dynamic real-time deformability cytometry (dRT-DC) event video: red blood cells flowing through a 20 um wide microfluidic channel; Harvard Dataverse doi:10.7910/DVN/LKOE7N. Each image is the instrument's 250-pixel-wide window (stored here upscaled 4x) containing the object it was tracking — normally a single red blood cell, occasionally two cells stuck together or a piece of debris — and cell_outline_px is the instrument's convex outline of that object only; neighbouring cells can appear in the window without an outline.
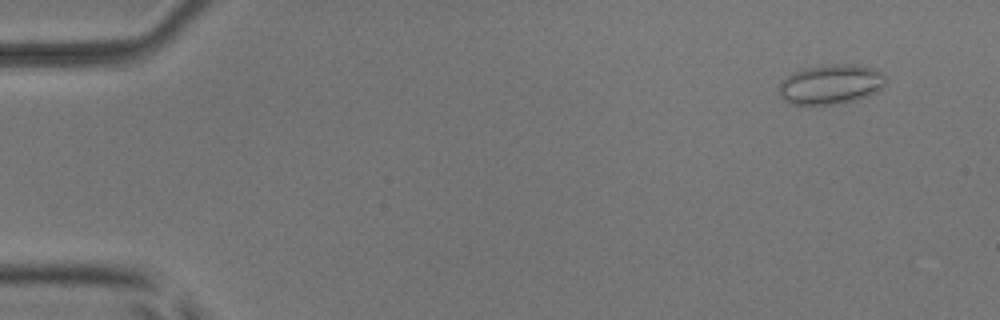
{"species": "common noctule bat (a hibernating species)", "species_latin": "Nyctalus noctula", "temperature_condition": "room temperature", "stored_images_in_passage": 7, "camera_frame_rate_fps": 3000, "um_per_image_px": 0.085, "animal": {"sex": "male", "body_mass_g": 17.9, "forearm_length_mm": 54.2}, "frame": {"image": 1, "passage_image": 1, "time_ms": 0.0, "image_size_px": [1000, 320], "cell_outline_px": [[888, 84], [876, 92], [856, 100], [832, 104], [792, 104], [784, 100], [780, 96], [780, 84], [788, 76], [804, 68], [828, 64], [856, 64], [876, 68], [884, 72]], "centroid_in_image_um": [70.71, 7.15], "position_along_channel_um": 14.3, "area_um2": 24.8}}
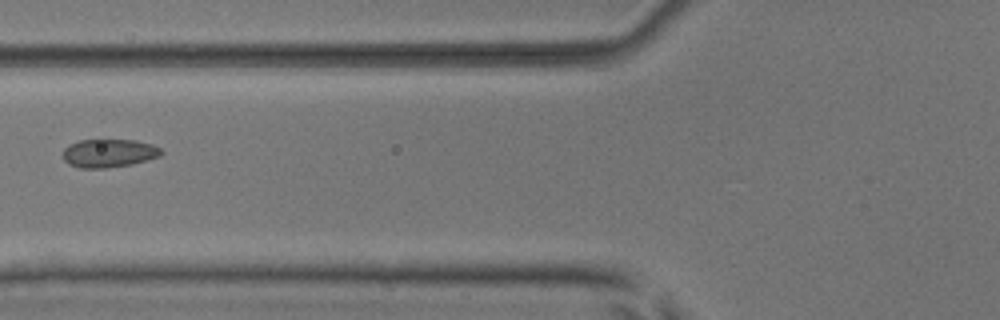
{"frame": {"image": 2, "passage_image": 5, "time_ms": 5.667, "image_size_px": [1000, 320], "cell_outline_px": [[164, 152], [160, 156], [132, 164], [104, 168], [80, 168], [68, 164], [64, 160], [64, 148], [68, 144], [80, 140], [136, 140], [152, 144], [160, 148]], "centroid_in_image_um": [9.25, 13.02], "position_along_channel_um": 116.5, "area_um2": 16.24}}
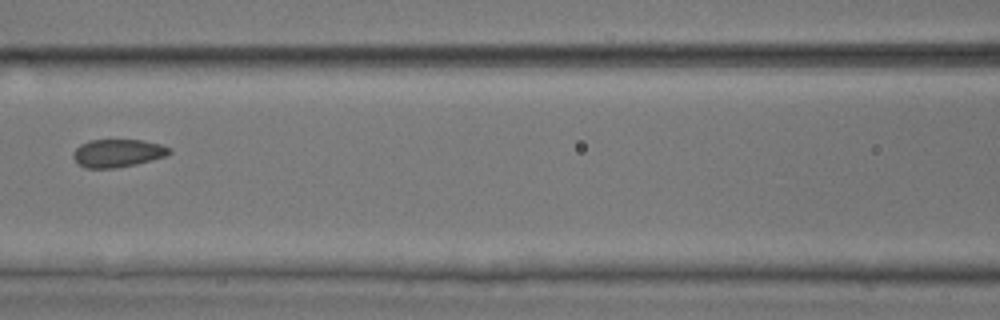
{"frame": {"image": 3, "passage_image": 6, "time_ms": 6.667, "image_size_px": [1000, 320], "cell_outline_px": [[172, 152], [168, 156], [136, 164], [116, 168], [84, 168], [72, 156], [72, 152], [80, 144], [88, 140], [140, 140], [160, 144], [172, 148]], "centroid_in_image_um": [10.02, 13.01], "position_along_channel_um": 156.6, "area_um2": 15.78}}